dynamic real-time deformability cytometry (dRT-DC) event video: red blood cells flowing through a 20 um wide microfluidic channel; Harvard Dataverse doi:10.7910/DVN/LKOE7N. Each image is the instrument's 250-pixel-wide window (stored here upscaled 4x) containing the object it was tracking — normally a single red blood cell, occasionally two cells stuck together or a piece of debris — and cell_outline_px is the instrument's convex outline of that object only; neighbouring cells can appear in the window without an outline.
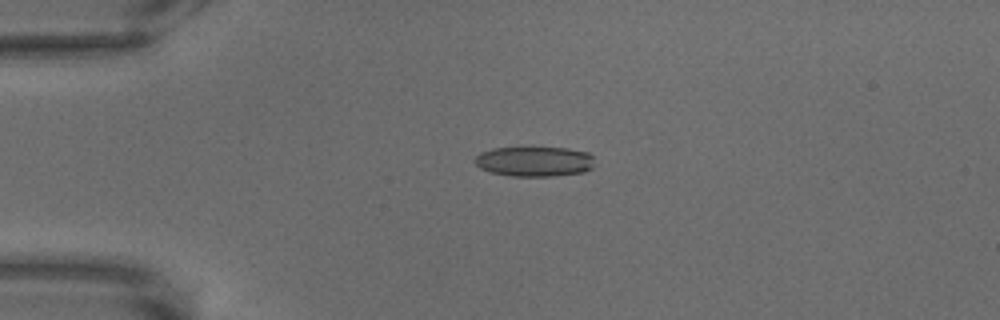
{"species": "common noctule bat (a hibernating species)", "species_latin": "Nyctalus noctula", "temperature_condition": "warm", "stored_images_in_passage": 53, "camera_frame_rate_fps": 3000, "um_per_image_px": 0.085, "animal": {"sex": "male", "body_mass_g": 18.8}, "frame": {"image": 1, "passage_image": 1, "time_ms": 0.0, "image_size_px": [1000, 320], "cell_outline_px": [[592, 168], [584, 172], [556, 176], [512, 176], [492, 172], [480, 168], [476, 164], [476, 156], [480, 152], [492, 148], [568, 148], [588, 152], [592, 156]], "centroid_in_image_um": [45.44, 13.72], "position_along_channel_um": 39.6, "area_um2": 20.81}}
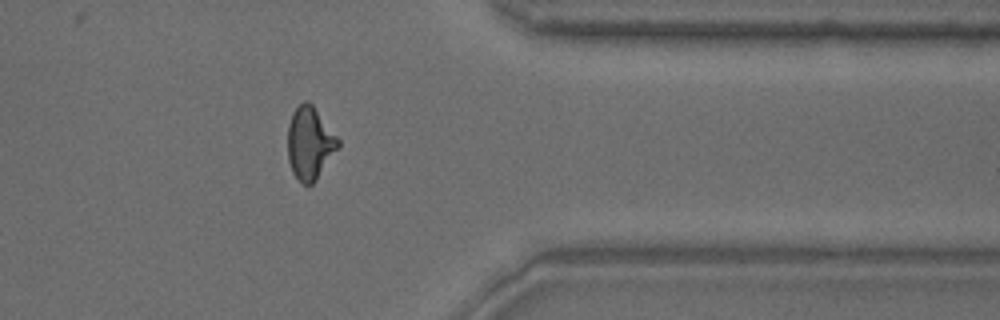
{"frame": {"image": 2, "passage_image": 40, "time_ms": 13.0, "image_size_px": [1000, 320], "cell_outline_px": [[340, 148], [316, 180], [312, 184], [300, 184], [292, 172], [288, 160], [288, 124], [292, 112], [304, 100], [308, 100], [312, 104], [340, 140]], "centroid_in_image_um": [26.34, 12.19], "position_along_channel_um": 385.1, "area_um2": 21.62}}
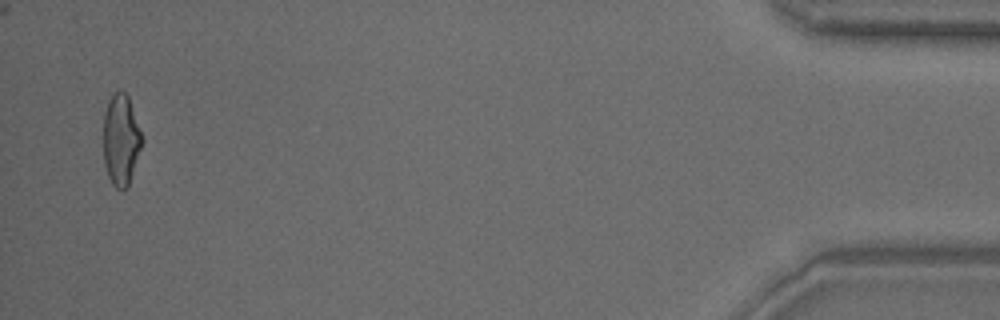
{"frame": {"image": 3, "passage_image": 51, "time_ms": 16.667, "image_size_px": [1000, 320], "cell_outline_px": [[144, 140], [128, 188], [116, 188], [112, 184], [108, 176], [104, 164], [104, 112], [108, 100], [112, 92], [120, 88], [128, 96]], "centroid_in_image_um": [10.29, 11.86], "position_along_channel_um": 424.9, "area_um2": 20.75}}